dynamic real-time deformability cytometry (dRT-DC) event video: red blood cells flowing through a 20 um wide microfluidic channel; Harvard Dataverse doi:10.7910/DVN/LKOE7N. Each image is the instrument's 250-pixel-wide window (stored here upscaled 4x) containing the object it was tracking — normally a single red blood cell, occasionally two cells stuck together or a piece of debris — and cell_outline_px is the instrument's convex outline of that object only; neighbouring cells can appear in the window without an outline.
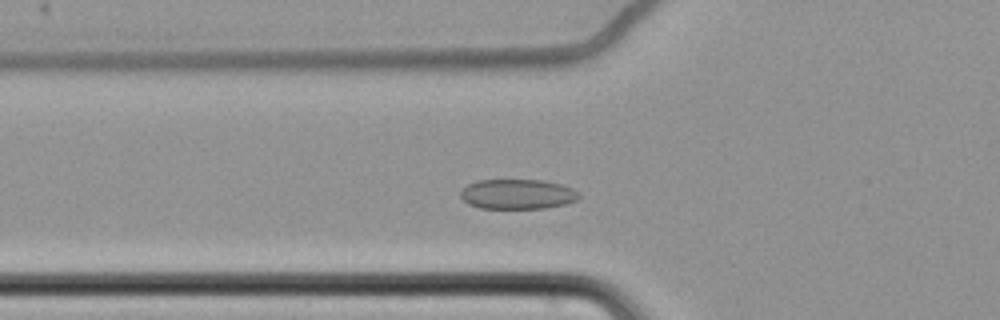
{"species": "common noctule bat (a hibernating species)", "species_latin": "Nyctalus noctula", "temperature_condition": "cold", "stored_images_in_passage": 56, "camera_frame_rate_fps": 3000, "um_per_image_px": 0.085, "animal": {"sex": "female", "body_mass_g": 22.7, "forearm_length_mm": 54.2}, "frame": {"image": 1, "passage_image": 17, "time_ms": 5.333, "image_size_px": [1000, 320], "cell_outline_px": [[580, 196], [576, 200], [564, 204], [544, 208], [480, 208], [468, 204], [460, 196], [460, 192], [468, 184], [476, 180], [544, 180], [560, 184], [572, 188]], "centroid_in_image_um": [43.96, 16.5], "position_along_channel_um": 81.8, "area_um2": 20.52}}
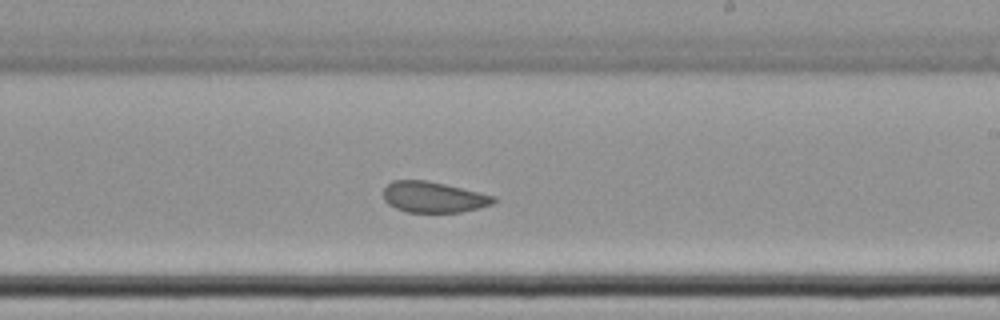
{"frame": {"image": 2, "passage_image": 32, "time_ms": 10.333, "image_size_px": [1000, 320], "cell_outline_px": [[496, 200], [492, 204], [460, 212], [404, 212], [388, 204], [384, 200], [384, 188], [392, 180], [428, 180], [496, 196]], "centroid_in_image_um": [36.82, 16.75], "position_along_channel_um": 252.2, "area_um2": 19.77}}
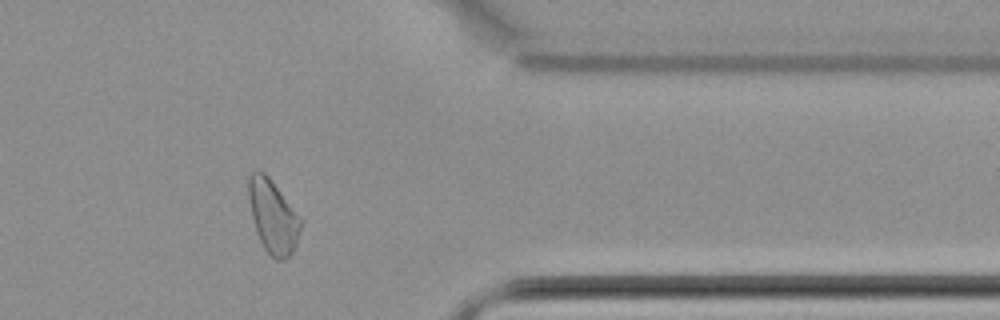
{"frame": {"image": 3, "passage_image": 45, "time_ms": 14.667, "image_size_px": [1000, 320], "cell_outline_px": [[304, 220], [296, 244], [292, 252], [284, 260], [276, 260], [264, 248], [256, 232], [252, 216], [248, 196], [248, 176], [256, 168], [264, 172], [268, 176]], "centroid_in_image_um": [23.21, 18.37], "position_along_channel_um": 388.2, "area_um2": 22.43}, "authors_computed_cell_mechanics": {"area_um2": 21.7617, "velocity_mm_per_s": 3.4231, "shape_relaxation_time_tau1_ms": null, "shape_relaxation_time_tau2_ms": 1.1524, "deformation_change_tau1": null, "deformation_change_tau2": 0.0612}}